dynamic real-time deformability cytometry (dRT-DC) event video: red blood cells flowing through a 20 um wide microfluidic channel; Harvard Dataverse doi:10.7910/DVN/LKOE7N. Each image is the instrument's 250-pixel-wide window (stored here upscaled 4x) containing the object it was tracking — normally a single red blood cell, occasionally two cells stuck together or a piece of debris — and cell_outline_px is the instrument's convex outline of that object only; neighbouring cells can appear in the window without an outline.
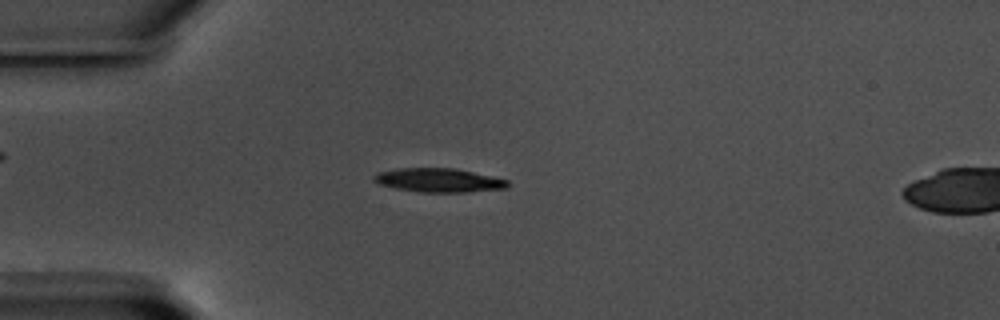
{"species": "common noctule bat (a hibernating species)", "species_latin": "Nyctalus noctula", "temperature_condition": "warm", "stored_images_in_passage": 55, "camera_frame_rate_fps": 3000, "um_per_image_px": 0.085, "animal": {"sex": "male", "body_mass_g": 17.5, "forearm_length_mm": 52.3}, "frame": {"image": 1, "passage_image": 13, "time_ms": 4.0, "image_size_px": [1000, 320], "cell_outline_px": [[508, 188], [468, 192], [420, 192], [396, 188], [380, 184], [372, 180], [372, 176], [380, 172], [400, 168], [456, 168], [492, 176], [508, 180]], "centroid_in_image_um": [37.31, 15.32], "position_along_channel_um": 47.7, "area_um2": 18.55}}
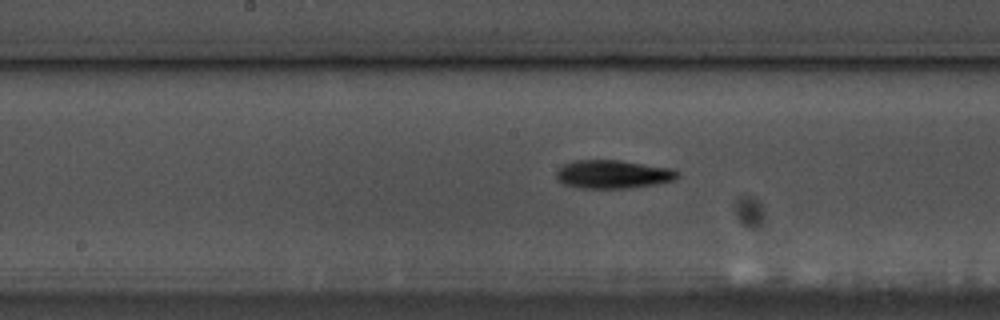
{"frame": {"image": 2, "passage_image": 27, "time_ms": 8.667, "image_size_px": [1000, 320], "cell_outline_px": [[680, 176], [672, 180], [652, 184], [628, 188], [580, 188], [564, 184], [556, 180], [556, 172], [564, 164], [576, 160], [616, 160], [672, 168], [680, 172]], "centroid_in_image_um": [52.08, 14.81], "position_along_channel_um": 196.1, "area_um2": 19.88}}
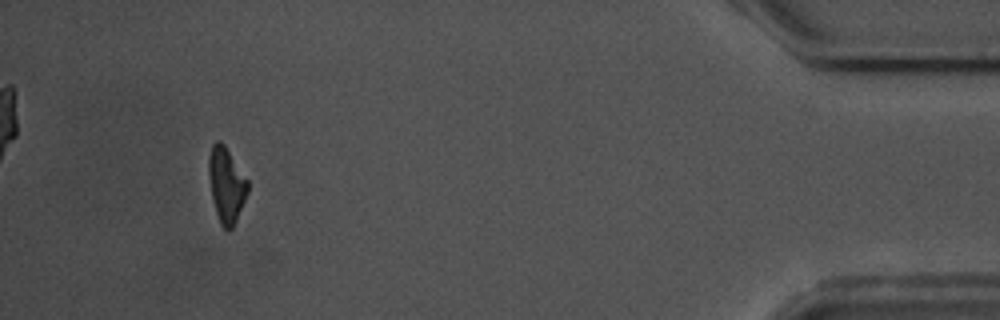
{"frame": {"image": 3, "passage_image": 51, "time_ms": 16.667, "image_size_px": [1000, 320], "cell_outline_px": [[248, 192], [236, 220], [232, 228], [228, 232], [220, 224], [216, 212], [212, 196], [208, 172], [208, 156], [212, 144], [216, 140], [220, 140], [224, 144], [248, 180]], "centroid_in_image_um": [19.23, 15.69], "position_along_channel_um": 416.0, "area_um2": 16.99}, "authors_computed_cell_mechanics": {"area_um2": 18.2648, "velocity_mm_per_s": 3.5612, "shape_relaxation_time_tau1_ms": 2.761, "shape_relaxation_time_tau2_ms": null, "deformation_change_tau1": 0.1716, "deformation_change_tau2": null}}